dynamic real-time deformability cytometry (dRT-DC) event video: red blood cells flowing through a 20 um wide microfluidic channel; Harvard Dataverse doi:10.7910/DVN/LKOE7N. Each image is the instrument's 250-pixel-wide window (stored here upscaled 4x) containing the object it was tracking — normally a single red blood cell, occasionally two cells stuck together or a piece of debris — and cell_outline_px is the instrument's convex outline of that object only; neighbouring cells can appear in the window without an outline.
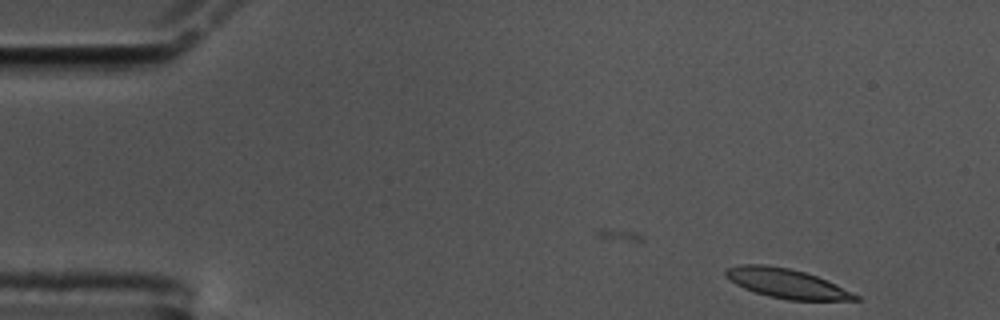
{"species": "common noctule bat (a hibernating species)", "species_latin": "Nyctalus noctula", "temperature_condition": "cold", "stored_images_in_passage": 2, "camera_frame_rate_fps": 3000, "um_per_image_px": 0.085, "animal": {"sex": "male", "body_mass_g": 17.5, "forearm_length_mm": 52.3}, "frame": {"image": 1, "passage_image": 2, "time_ms": 0.333, "image_size_px": [1000, 320], "cell_outline_px": [[860, 300], [788, 300], [768, 296], [744, 288], [728, 280], [724, 276], [724, 268], [740, 264], [764, 264], [788, 268], [804, 272], [816, 276], [836, 284], [860, 296]], "centroid_in_image_um": [66.81, 24.08], "position_along_channel_um": 18.2, "area_um2": 22.25}}